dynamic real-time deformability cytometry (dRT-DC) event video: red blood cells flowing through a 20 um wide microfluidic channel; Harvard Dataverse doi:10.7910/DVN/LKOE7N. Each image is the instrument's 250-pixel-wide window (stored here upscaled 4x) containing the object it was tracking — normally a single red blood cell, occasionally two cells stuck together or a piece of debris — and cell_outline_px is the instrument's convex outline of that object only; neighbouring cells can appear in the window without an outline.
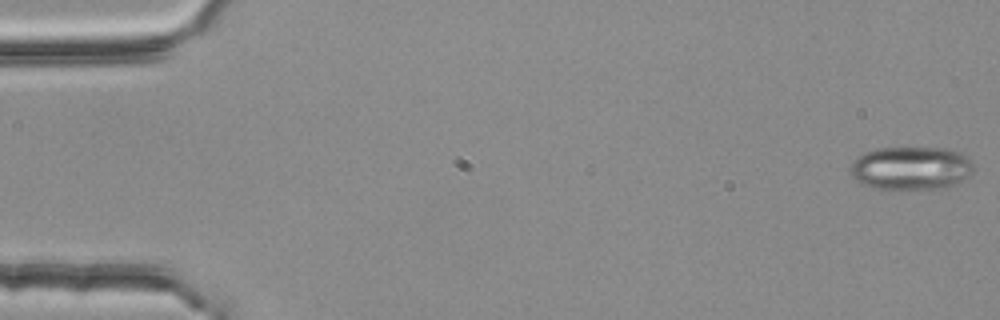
{"species": "common noctule bat (a hibernating species)", "species_latin": "Nyctalus noctula", "temperature_condition": "room temperature", "stored_images_in_passage": 55, "camera_frame_rate_fps": 3000, "um_per_image_px": 0.085, "animal": {"sex": "female", "body_mass_g": 25.1}, "frame": {"image": 1, "passage_image": 1, "time_ms": 0.0, "image_size_px": [1000, 320], "cell_outline_px": [[972, 172], [968, 176], [956, 184], [948, 188], [876, 188], [860, 184], [848, 172], [856, 156], [864, 152], [876, 148], [948, 148], [960, 152], [972, 160]], "centroid_in_image_um": [77.42, 14.28], "position_along_channel_um": 7.6, "area_um2": 31.21}}
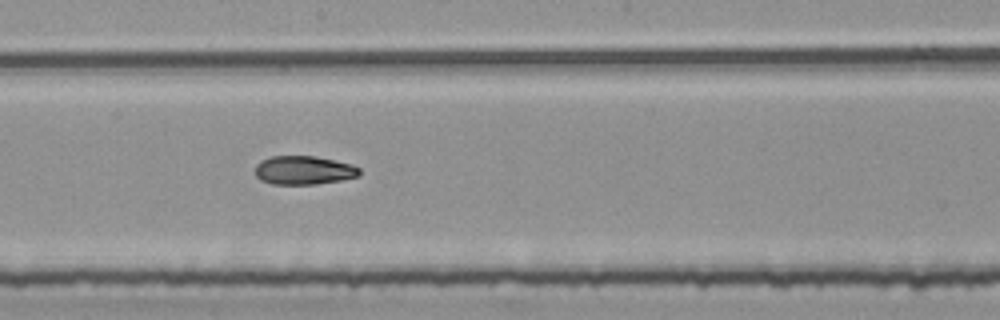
{"frame": {"image": 2, "passage_image": 30, "time_ms": 9.667, "image_size_px": [1000, 320], "cell_outline_px": [[360, 176], [340, 180], [316, 184], [272, 184], [260, 180], [256, 176], [256, 164], [260, 160], [268, 156], [316, 156], [352, 164], [360, 168]], "centroid_in_image_um": [25.81, 14.46], "position_along_channel_um": 222.4, "area_um2": 17.57}}
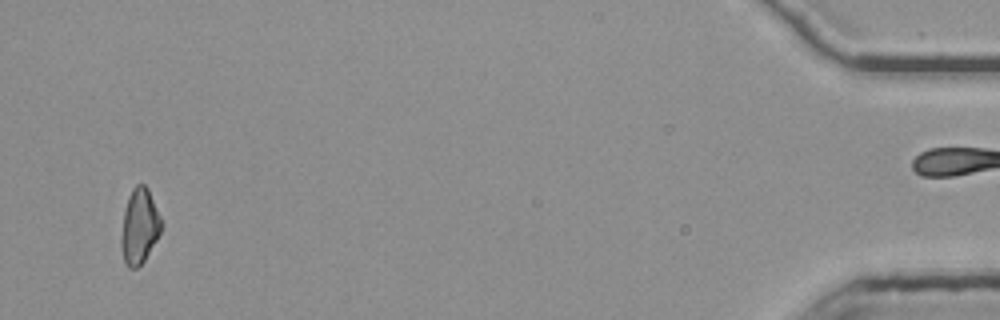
{"frame": {"image": 3, "passage_image": 53, "time_ms": 17.333, "image_size_px": [1000, 320], "cell_outline_px": [[164, 224], [156, 240], [144, 260], [136, 268], [128, 268], [124, 264], [120, 244], [120, 236], [124, 212], [128, 196], [132, 188], [136, 184], [144, 184], [148, 188]], "centroid_in_image_um": [11.84, 19.23], "position_along_channel_um": 423.4, "area_um2": 17.74}, "authors_computed_cell_mechanics": {"area_um2": 18.1492, "velocity_mm_per_s": 3.7682, "shape_relaxation_time_tau1_ms": null, "shape_relaxation_time_tau2_ms": 3.6695, "deformation_change_tau1": null, "deformation_change_tau2": 0.0972}}